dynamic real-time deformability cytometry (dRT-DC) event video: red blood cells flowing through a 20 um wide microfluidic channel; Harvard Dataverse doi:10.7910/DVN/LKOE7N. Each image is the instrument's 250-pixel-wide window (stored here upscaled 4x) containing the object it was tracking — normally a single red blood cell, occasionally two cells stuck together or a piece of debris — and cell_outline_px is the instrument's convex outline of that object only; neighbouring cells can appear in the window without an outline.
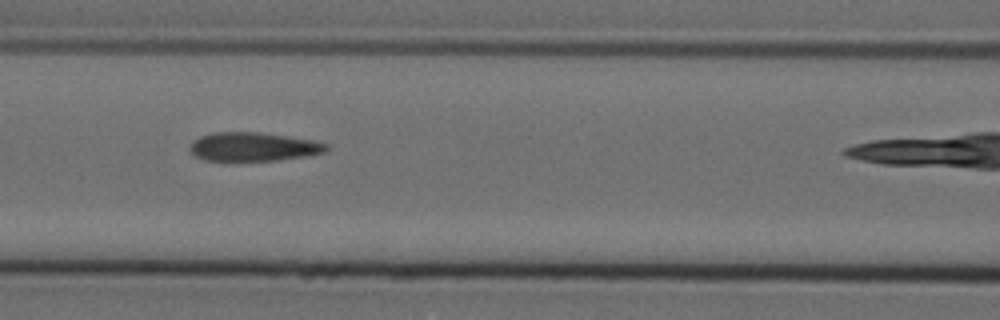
{"species": "Egyptian fruit bat (a non-hibernating species)", "species_latin": "Rousettus aegyptiacus", "temperature_condition": "cold", "stored_images_in_passage": 6, "camera_frame_rate_fps": 3000, "um_per_image_px": 0.085, "animal": {"sex": "female"}, "frame": {"image": 1, "passage_image": 5, "time_ms": 1.333, "image_size_px": [1000, 320], "cell_outline_px": [[328, 148], [324, 152], [304, 156], [276, 160], [204, 160], [196, 156], [188, 148], [200, 136], [216, 132], [260, 132], [316, 140], [328, 144]], "centroid_in_image_um": [21.56, 12.46], "position_along_channel_um": 145.0, "area_um2": 22.6}}